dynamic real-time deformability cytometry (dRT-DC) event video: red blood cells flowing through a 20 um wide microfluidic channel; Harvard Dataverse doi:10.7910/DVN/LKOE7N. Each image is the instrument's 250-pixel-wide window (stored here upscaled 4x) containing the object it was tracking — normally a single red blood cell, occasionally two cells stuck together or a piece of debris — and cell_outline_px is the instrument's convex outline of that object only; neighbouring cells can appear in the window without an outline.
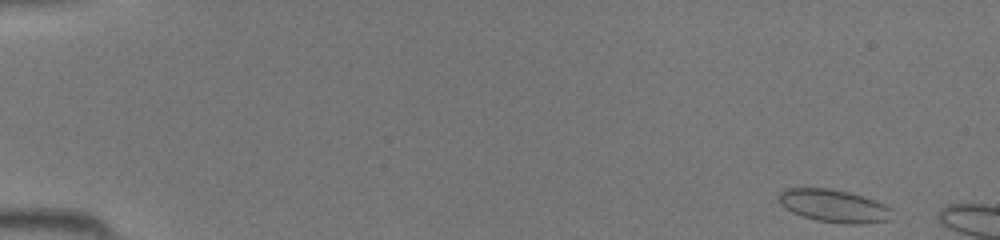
{"species": "common noctule bat (a hibernating species)", "species_latin": "Nyctalus noctula", "temperature_condition": "room temperature", "stored_images_in_passage": 6, "camera_frame_rate_fps": 3000, "um_per_image_px": 0.085, "animal": {"sex": "female", "body_mass_g": 19.5, "forearm_length_mm": 54.1}, "frame": {"image": 1, "passage_image": 1, "time_ms": 0.0, "image_size_px": [1000, 240], "cell_outline_px": [[892, 220], [868, 224], [844, 224], [816, 220], [792, 212], [780, 204], [776, 196], [784, 188], [828, 188], [848, 192], [884, 204], [892, 208]], "centroid_in_image_um": [70.88, 17.51], "position_along_channel_um": 14.1, "area_um2": 21.79}}